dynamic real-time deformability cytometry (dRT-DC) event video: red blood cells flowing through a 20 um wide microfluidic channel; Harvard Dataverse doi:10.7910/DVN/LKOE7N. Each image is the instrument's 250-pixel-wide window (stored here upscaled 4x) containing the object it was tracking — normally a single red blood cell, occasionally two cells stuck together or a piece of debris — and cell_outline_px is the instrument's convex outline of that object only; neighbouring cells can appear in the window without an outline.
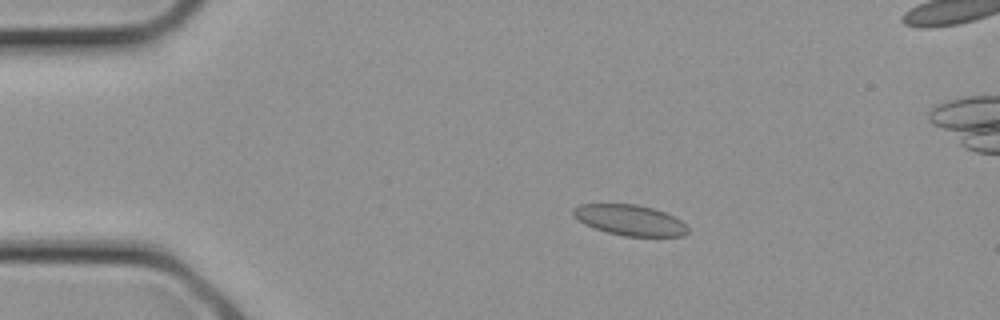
{"species": "common noctule bat (a hibernating species)", "species_latin": "Nyctalus noctula", "temperature_condition": "cold", "stored_images_in_passage": 29, "camera_frame_rate_fps": 3000, "um_per_image_px": 0.085, "animal": {"sex": "female", "body_mass_g": 21.9}, "frame": {"image": 1, "passage_image": 6, "time_ms": 1.667, "image_size_px": [1000, 320], "cell_outline_px": [[688, 232], [684, 236], [624, 236], [608, 232], [584, 224], [572, 216], [572, 208], [580, 204], [636, 204], [652, 208], [664, 212], [680, 220], [688, 228]], "centroid_in_image_um": [53.5, 18.7], "position_along_channel_um": 31.5, "area_um2": 20.35}}
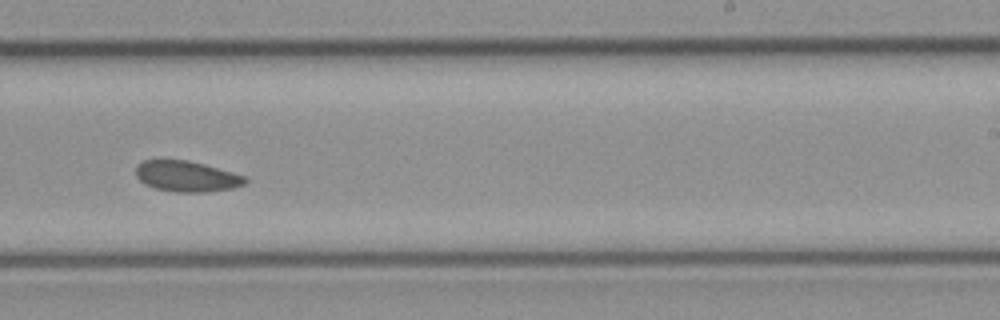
{"frame": {"image": 2, "passage_image": 18, "time_ms": 5.667, "image_size_px": [1000, 320], "cell_outline_px": [[248, 180], [244, 184], [232, 188], [208, 192], [176, 192], [156, 188], [144, 184], [136, 176], [136, 164], [144, 160], [188, 160], [204, 164], [232, 172], [244, 176]], "centroid_in_image_um": [15.84, 14.99], "position_along_channel_um": 273.2, "area_um2": 19.54}}
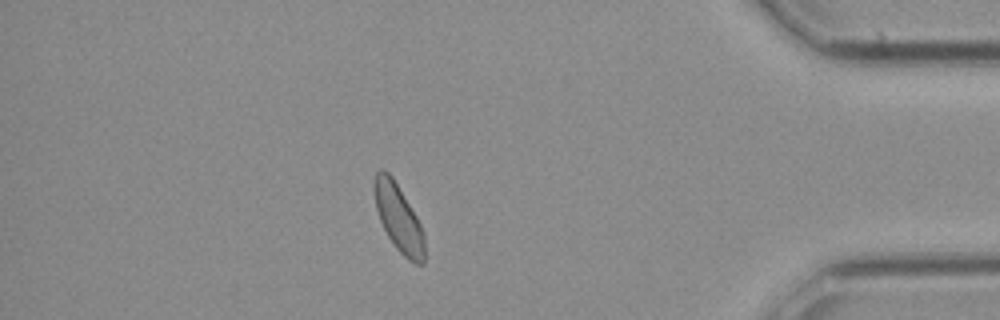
{"frame": {"image": 3, "passage_image": 25, "time_ms": 8.0, "image_size_px": [1000, 320], "cell_outline_px": [[424, 264], [416, 264], [408, 260], [396, 248], [388, 236], [380, 220], [376, 208], [372, 188], [372, 184], [376, 172], [380, 168], [384, 168], [392, 176], [416, 216], [424, 232]], "centroid_in_image_um": [33.85, 18.49], "position_along_channel_um": 401.4, "area_um2": 19.71}}